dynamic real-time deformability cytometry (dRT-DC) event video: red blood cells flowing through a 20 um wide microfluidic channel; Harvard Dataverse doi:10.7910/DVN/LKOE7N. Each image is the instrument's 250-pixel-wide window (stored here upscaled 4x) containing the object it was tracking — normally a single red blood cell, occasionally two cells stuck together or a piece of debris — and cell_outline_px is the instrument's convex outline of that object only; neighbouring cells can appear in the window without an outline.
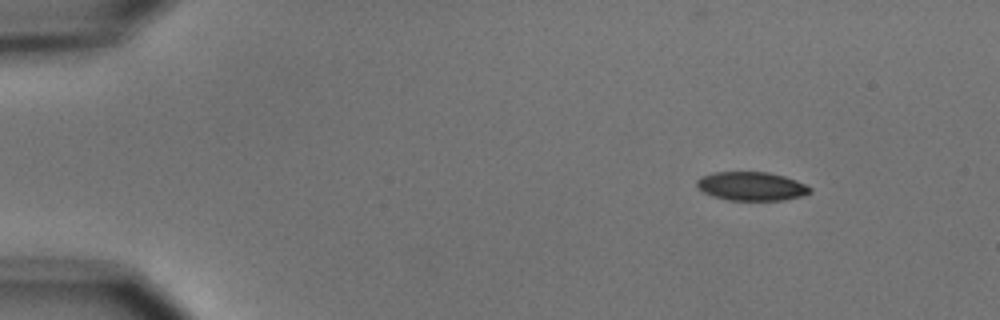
{"species": "common noctule bat (a hibernating species)", "species_latin": "Nyctalus noctula", "temperature_condition": "cold", "stored_images_in_passage": 5, "segment_of_instrument_passage": [1, 2], "camera_frame_rate_fps": 3000, "um_per_image_px": 0.085, "animal": {"sex": "male", "body_mass_g": 15.6}, "frame": {"image": 1, "passage_image": 1, "time_ms": 0.0, "image_size_px": [1000, 320], "cell_outline_px": [[812, 192], [804, 196], [784, 200], [728, 200], [712, 196], [704, 192], [696, 184], [696, 180], [700, 176], [712, 172], [768, 172], [784, 176], [796, 180], [812, 188]], "centroid_in_image_um": [63.88, 15.83], "position_along_channel_um": 21.1, "area_um2": 19.07}}
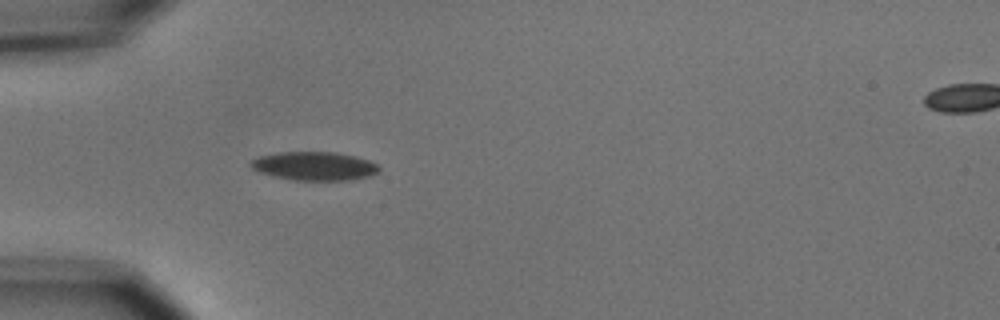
{"frame": {"image": 2, "passage_image": 4, "time_ms": 3.333, "image_size_px": [1000, 320], "cell_outline_px": [[380, 172], [372, 176], [348, 180], [292, 180], [272, 176], [260, 172], [252, 168], [248, 164], [252, 160], [260, 156], [276, 152], [336, 152], [356, 156], [368, 160], [376, 164], [380, 168]], "centroid_in_image_um": [26.73, 14.11], "position_along_channel_um": 58.3, "area_um2": 21.56}}